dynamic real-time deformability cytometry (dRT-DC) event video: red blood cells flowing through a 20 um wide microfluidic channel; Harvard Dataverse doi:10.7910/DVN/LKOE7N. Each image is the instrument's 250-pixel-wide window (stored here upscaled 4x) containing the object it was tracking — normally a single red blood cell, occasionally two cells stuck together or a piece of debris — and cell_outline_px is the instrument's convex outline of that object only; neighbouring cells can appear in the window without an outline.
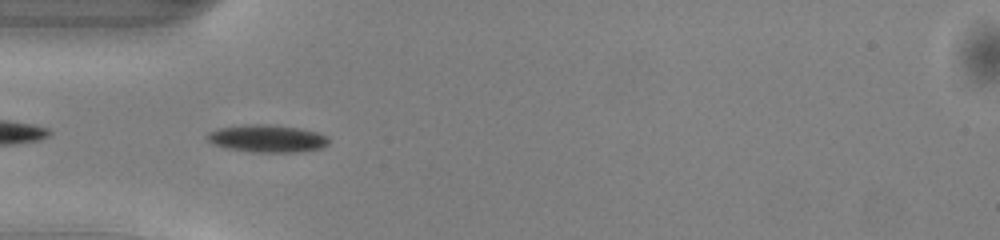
{"species": "common noctule bat (a hibernating species)", "species_latin": "Nyctalus noctula", "temperature_condition": "warm", "stored_images_in_passage": 35, "camera_frame_rate_fps": 3000, "um_per_image_px": 0.085, "animal": {"sex": "male", "body_mass_g": 13.0, "forearm_length_mm": 53.1}, "frame": {"image": 1, "passage_image": 3, "time_ms": 0.667, "image_size_px": [1000, 240], "cell_outline_px": [[328, 144], [320, 148], [300, 152], [256, 152], [228, 148], [216, 144], [208, 140], [204, 136], [208, 132], [220, 128], [244, 124], [268, 124], [300, 128], [316, 132], [328, 136]], "centroid_in_image_um": [22.72, 11.76], "position_along_channel_um": 62.3, "area_um2": 19.36}}
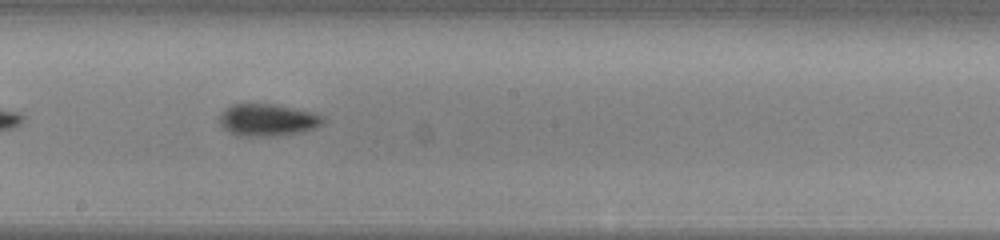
{"frame": {"image": 2, "passage_image": 15, "time_ms": 4.667, "image_size_px": [1000, 240], "cell_outline_px": [[324, 120], [320, 124], [312, 128], [300, 132], [276, 136], [236, 136], [224, 128], [220, 120], [220, 112], [224, 108], [232, 104], [276, 104], [324, 116]], "centroid_in_image_um": [22.68, 10.2], "position_along_channel_um": 225.5, "area_um2": 19.13}}
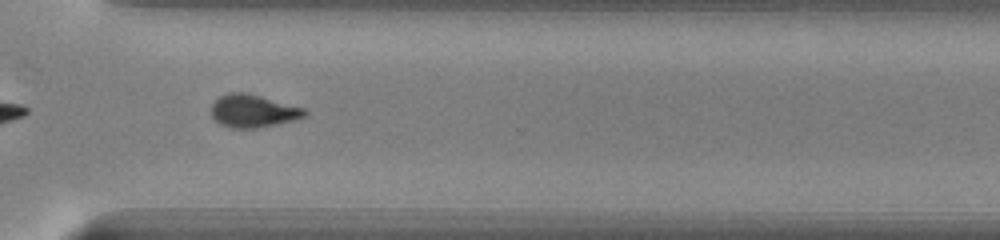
{"frame": {"image": 3, "passage_image": 24, "time_ms": 7.667, "image_size_px": [1000, 240], "cell_outline_px": [[308, 112], [304, 116], [292, 120], [276, 124], [256, 128], [232, 128], [220, 124], [212, 116], [212, 104], [220, 96], [228, 92], [244, 92], [260, 96], [304, 108]], "centroid_in_image_um": [21.49, 9.43], "position_along_channel_um": 349.1, "area_um2": 17.57}, "authors_computed_cell_mechanics": {"area_um2": 18.496, "velocity_mm_per_s": 4.1186, "shape_relaxation_time_tau1_ms": 2.5005, "shape_relaxation_time_tau2_ms": 4.5037, "deformation_change_tau1": 0.1323, "deformation_change_tau2": 0.1142}}